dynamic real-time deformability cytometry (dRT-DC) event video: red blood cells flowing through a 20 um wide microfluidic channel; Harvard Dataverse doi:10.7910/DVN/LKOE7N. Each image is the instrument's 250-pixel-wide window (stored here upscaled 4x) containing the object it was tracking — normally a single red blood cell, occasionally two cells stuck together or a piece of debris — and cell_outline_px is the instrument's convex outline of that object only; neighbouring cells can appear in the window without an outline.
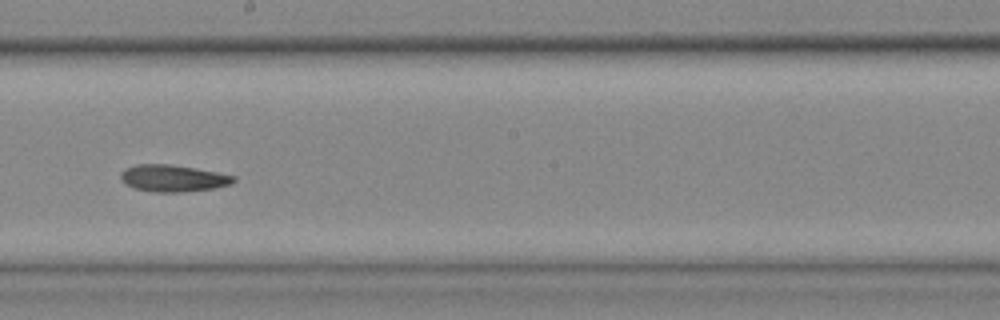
{"species": "common noctule bat (a hibernating species)", "species_latin": "Nyctalus noctula", "temperature_condition": "cold", "stored_images_in_passage": 22, "camera_frame_rate_fps": 3000, "um_per_image_px": 0.085, "animal": {"sex": "female", "body_mass_g": 25.1}, "frame": {"image": 1, "passage_image": 16, "time_ms": 5.0, "image_size_px": [1000, 320], "cell_outline_px": [[236, 180], [232, 184], [216, 188], [180, 192], [156, 192], [136, 188], [124, 184], [120, 180], [120, 172], [124, 168], [136, 164], [172, 164], [196, 168], [236, 176]], "centroid_in_image_um": [14.7, 15.14], "position_along_channel_um": 233.5, "area_um2": 17.86}}